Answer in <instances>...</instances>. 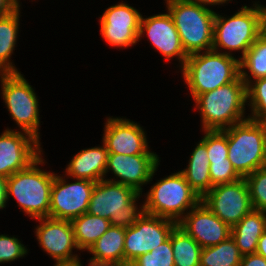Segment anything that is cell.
I'll list each match as a JSON object with an SVG mask.
<instances>
[{
	"label": "cell",
	"mask_w": 266,
	"mask_h": 266,
	"mask_svg": "<svg viewBox=\"0 0 266 266\" xmlns=\"http://www.w3.org/2000/svg\"><path fill=\"white\" fill-rule=\"evenodd\" d=\"M265 20L266 6L259 4V1L253 3L251 7L244 5L227 18L216 13L212 50L231 56L232 51H241L242 56L239 57L241 59L263 33Z\"/></svg>",
	"instance_id": "cell-1"
},
{
	"label": "cell",
	"mask_w": 266,
	"mask_h": 266,
	"mask_svg": "<svg viewBox=\"0 0 266 266\" xmlns=\"http://www.w3.org/2000/svg\"><path fill=\"white\" fill-rule=\"evenodd\" d=\"M194 102L195 110L201 115L202 131L224 130L249 118L245 117L246 84L240 76L229 84L199 94Z\"/></svg>",
	"instance_id": "cell-2"
},
{
	"label": "cell",
	"mask_w": 266,
	"mask_h": 266,
	"mask_svg": "<svg viewBox=\"0 0 266 266\" xmlns=\"http://www.w3.org/2000/svg\"><path fill=\"white\" fill-rule=\"evenodd\" d=\"M180 70L194 100L235 81L240 76V59L214 50L199 52L189 55Z\"/></svg>",
	"instance_id": "cell-3"
},
{
	"label": "cell",
	"mask_w": 266,
	"mask_h": 266,
	"mask_svg": "<svg viewBox=\"0 0 266 266\" xmlns=\"http://www.w3.org/2000/svg\"><path fill=\"white\" fill-rule=\"evenodd\" d=\"M43 153L27 168L7 178V200L15 198L20 209L32 219L49 217L54 172L38 167L45 160Z\"/></svg>",
	"instance_id": "cell-4"
},
{
	"label": "cell",
	"mask_w": 266,
	"mask_h": 266,
	"mask_svg": "<svg viewBox=\"0 0 266 266\" xmlns=\"http://www.w3.org/2000/svg\"><path fill=\"white\" fill-rule=\"evenodd\" d=\"M142 194L134 188L102 179L95 183L87 213L106 218L112 226L127 228L145 213L136 201Z\"/></svg>",
	"instance_id": "cell-5"
},
{
	"label": "cell",
	"mask_w": 266,
	"mask_h": 266,
	"mask_svg": "<svg viewBox=\"0 0 266 266\" xmlns=\"http://www.w3.org/2000/svg\"><path fill=\"white\" fill-rule=\"evenodd\" d=\"M186 54L212 50L216 12L186 0H164Z\"/></svg>",
	"instance_id": "cell-6"
},
{
	"label": "cell",
	"mask_w": 266,
	"mask_h": 266,
	"mask_svg": "<svg viewBox=\"0 0 266 266\" xmlns=\"http://www.w3.org/2000/svg\"><path fill=\"white\" fill-rule=\"evenodd\" d=\"M223 131L228 159L242 178L266 166V133L260 122L247 118Z\"/></svg>",
	"instance_id": "cell-7"
},
{
	"label": "cell",
	"mask_w": 266,
	"mask_h": 266,
	"mask_svg": "<svg viewBox=\"0 0 266 266\" xmlns=\"http://www.w3.org/2000/svg\"><path fill=\"white\" fill-rule=\"evenodd\" d=\"M145 195L146 213L176 223L201 202L180 171L158 180Z\"/></svg>",
	"instance_id": "cell-8"
},
{
	"label": "cell",
	"mask_w": 266,
	"mask_h": 266,
	"mask_svg": "<svg viewBox=\"0 0 266 266\" xmlns=\"http://www.w3.org/2000/svg\"><path fill=\"white\" fill-rule=\"evenodd\" d=\"M1 94L6 109L20 131L40 141L39 99L21 72L0 73Z\"/></svg>",
	"instance_id": "cell-9"
},
{
	"label": "cell",
	"mask_w": 266,
	"mask_h": 266,
	"mask_svg": "<svg viewBox=\"0 0 266 266\" xmlns=\"http://www.w3.org/2000/svg\"><path fill=\"white\" fill-rule=\"evenodd\" d=\"M176 222L144 213L135 224L126 228L124 239V266L166 241Z\"/></svg>",
	"instance_id": "cell-10"
},
{
	"label": "cell",
	"mask_w": 266,
	"mask_h": 266,
	"mask_svg": "<svg viewBox=\"0 0 266 266\" xmlns=\"http://www.w3.org/2000/svg\"><path fill=\"white\" fill-rule=\"evenodd\" d=\"M201 201L231 228L253 210L245 178L233 183L213 186Z\"/></svg>",
	"instance_id": "cell-11"
},
{
	"label": "cell",
	"mask_w": 266,
	"mask_h": 266,
	"mask_svg": "<svg viewBox=\"0 0 266 266\" xmlns=\"http://www.w3.org/2000/svg\"><path fill=\"white\" fill-rule=\"evenodd\" d=\"M65 177L55 174L51 196L49 217L69 220L87 213L95 182L87 179H73L68 183Z\"/></svg>",
	"instance_id": "cell-12"
},
{
	"label": "cell",
	"mask_w": 266,
	"mask_h": 266,
	"mask_svg": "<svg viewBox=\"0 0 266 266\" xmlns=\"http://www.w3.org/2000/svg\"><path fill=\"white\" fill-rule=\"evenodd\" d=\"M142 14L125 2L108 7L101 15L100 34L109 46L128 48L138 43Z\"/></svg>",
	"instance_id": "cell-13"
},
{
	"label": "cell",
	"mask_w": 266,
	"mask_h": 266,
	"mask_svg": "<svg viewBox=\"0 0 266 266\" xmlns=\"http://www.w3.org/2000/svg\"><path fill=\"white\" fill-rule=\"evenodd\" d=\"M159 158L157 154L123 155L109 153L105 176L111 171L116 178L105 180L130 186L142 194V186L153 181L152 178L159 167L158 165H160Z\"/></svg>",
	"instance_id": "cell-14"
},
{
	"label": "cell",
	"mask_w": 266,
	"mask_h": 266,
	"mask_svg": "<svg viewBox=\"0 0 266 266\" xmlns=\"http://www.w3.org/2000/svg\"><path fill=\"white\" fill-rule=\"evenodd\" d=\"M36 239L55 263H77L80 260L73 250H79L71 221L51 217L37 218Z\"/></svg>",
	"instance_id": "cell-15"
},
{
	"label": "cell",
	"mask_w": 266,
	"mask_h": 266,
	"mask_svg": "<svg viewBox=\"0 0 266 266\" xmlns=\"http://www.w3.org/2000/svg\"><path fill=\"white\" fill-rule=\"evenodd\" d=\"M41 142L24 131L7 128L0 135V176L27 168L42 154Z\"/></svg>",
	"instance_id": "cell-16"
},
{
	"label": "cell",
	"mask_w": 266,
	"mask_h": 266,
	"mask_svg": "<svg viewBox=\"0 0 266 266\" xmlns=\"http://www.w3.org/2000/svg\"><path fill=\"white\" fill-rule=\"evenodd\" d=\"M143 34L147 35L151 46L157 52L159 51L167 61L176 57V60H179V66L181 68L184 66L188 55L183 49L180 36L168 10L167 13H159L147 18H144L142 15L138 41L141 40Z\"/></svg>",
	"instance_id": "cell-17"
},
{
	"label": "cell",
	"mask_w": 266,
	"mask_h": 266,
	"mask_svg": "<svg viewBox=\"0 0 266 266\" xmlns=\"http://www.w3.org/2000/svg\"><path fill=\"white\" fill-rule=\"evenodd\" d=\"M102 141L109 153L156 154L149 149L146 131L140 124L121 117H107Z\"/></svg>",
	"instance_id": "cell-18"
},
{
	"label": "cell",
	"mask_w": 266,
	"mask_h": 266,
	"mask_svg": "<svg viewBox=\"0 0 266 266\" xmlns=\"http://www.w3.org/2000/svg\"><path fill=\"white\" fill-rule=\"evenodd\" d=\"M177 225L202 248L217 245L231 236V227L220 220L202 201Z\"/></svg>",
	"instance_id": "cell-19"
},
{
	"label": "cell",
	"mask_w": 266,
	"mask_h": 266,
	"mask_svg": "<svg viewBox=\"0 0 266 266\" xmlns=\"http://www.w3.org/2000/svg\"><path fill=\"white\" fill-rule=\"evenodd\" d=\"M108 155L109 152L103 141L102 146L79 151L67 164L65 177L67 176V179H87L95 183L106 179Z\"/></svg>",
	"instance_id": "cell-20"
},
{
	"label": "cell",
	"mask_w": 266,
	"mask_h": 266,
	"mask_svg": "<svg viewBox=\"0 0 266 266\" xmlns=\"http://www.w3.org/2000/svg\"><path fill=\"white\" fill-rule=\"evenodd\" d=\"M266 231V212L252 210L231 229V237L235 240L242 255L256 253L257 243Z\"/></svg>",
	"instance_id": "cell-21"
},
{
	"label": "cell",
	"mask_w": 266,
	"mask_h": 266,
	"mask_svg": "<svg viewBox=\"0 0 266 266\" xmlns=\"http://www.w3.org/2000/svg\"><path fill=\"white\" fill-rule=\"evenodd\" d=\"M209 165L206 144L200 140L189 157L187 167L180 171L190 187L201 198L213 187Z\"/></svg>",
	"instance_id": "cell-22"
},
{
	"label": "cell",
	"mask_w": 266,
	"mask_h": 266,
	"mask_svg": "<svg viewBox=\"0 0 266 266\" xmlns=\"http://www.w3.org/2000/svg\"><path fill=\"white\" fill-rule=\"evenodd\" d=\"M126 228L110 226L109 229L87 250L89 260L115 262L124 266V239Z\"/></svg>",
	"instance_id": "cell-23"
},
{
	"label": "cell",
	"mask_w": 266,
	"mask_h": 266,
	"mask_svg": "<svg viewBox=\"0 0 266 266\" xmlns=\"http://www.w3.org/2000/svg\"><path fill=\"white\" fill-rule=\"evenodd\" d=\"M20 6L9 15L0 17V73L19 72L10 60L19 32Z\"/></svg>",
	"instance_id": "cell-24"
},
{
	"label": "cell",
	"mask_w": 266,
	"mask_h": 266,
	"mask_svg": "<svg viewBox=\"0 0 266 266\" xmlns=\"http://www.w3.org/2000/svg\"><path fill=\"white\" fill-rule=\"evenodd\" d=\"M71 224L81 251H87L111 226L108 219L89 213L72 219Z\"/></svg>",
	"instance_id": "cell-25"
},
{
	"label": "cell",
	"mask_w": 266,
	"mask_h": 266,
	"mask_svg": "<svg viewBox=\"0 0 266 266\" xmlns=\"http://www.w3.org/2000/svg\"><path fill=\"white\" fill-rule=\"evenodd\" d=\"M240 77L246 86L251 81L266 77V34L264 32L240 59Z\"/></svg>",
	"instance_id": "cell-26"
},
{
	"label": "cell",
	"mask_w": 266,
	"mask_h": 266,
	"mask_svg": "<svg viewBox=\"0 0 266 266\" xmlns=\"http://www.w3.org/2000/svg\"><path fill=\"white\" fill-rule=\"evenodd\" d=\"M175 266H199L202 247L178 225L171 232Z\"/></svg>",
	"instance_id": "cell-27"
},
{
	"label": "cell",
	"mask_w": 266,
	"mask_h": 266,
	"mask_svg": "<svg viewBox=\"0 0 266 266\" xmlns=\"http://www.w3.org/2000/svg\"><path fill=\"white\" fill-rule=\"evenodd\" d=\"M242 256L230 236L217 245L202 248L199 266H239Z\"/></svg>",
	"instance_id": "cell-28"
},
{
	"label": "cell",
	"mask_w": 266,
	"mask_h": 266,
	"mask_svg": "<svg viewBox=\"0 0 266 266\" xmlns=\"http://www.w3.org/2000/svg\"><path fill=\"white\" fill-rule=\"evenodd\" d=\"M246 93L251 110L248 117L261 122L266 117V77L251 81L246 86Z\"/></svg>",
	"instance_id": "cell-29"
},
{
	"label": "cell",
	"mask_w": 266,
	"mask_h": 266,
	"mask_svg": "<svg viewBox=\"0 0 266 266\" xmlns=\"http://www.w3.org/2000/svg\"><path fill=\"white\" fill-rule=\"evenodd\" d=\"M174 254L169 238L151 252L145 253L134 260L129 266H175Z\"/></svg>",
	"instance_id": "cell-30"
},
{
	"label": "cell",
	"mask_w": 266,
	"mask_h": 266,
	"mask_svg": "<svg viewBox=\"0 0 266 266\" xmlns=\"http://www.w3.org/2000/svg\"><path fill=\"white\" fill-rule=\"evenodd\" d=\"M254 210L266 212V166L245 177Z\"/></svg>",
	"instance_id": "cell-31"
},
{
	"label": "cell",
	"mask_w": 266,
	"mask_h": 266,
	"mask_svg": "<svg viewBox=\"0 0 266 266\" xmlns=\"http://www.w3.org/2000/svg\"><path fill=\"white\" fill-rule=\"evenodd\" d=\"M204 134L201 140L206 144L208 160L219 162L227 159V134L223 130H204Z\"/></svg>",
	"instance_id": "cell-32"
},
{
	"label": "cell",
	"mask_w": 266,
	"mask_h": 266,
	"mask_svg": "<svg viewBox=\"0 0 266 266\" xmlns=\"http://www.w3.org/2000/svg\"><path fill=\"white\" fill-rule=\"evenodd\" d=\"M28 249L15 236L0 235V264L10 263L27 255Z\"/></svg>",
	"instance_id": "cell-33"
},
{
	"label": "cell",
	"mask_w": 266,
	"mask_h": 266,
	"mask_svg": "<svg viewBox=\"0 0 266 266\" xmlns=\"http://www.w3.org/2000/svg\"><path fill=\"white\" fill-rule=\"evenodd\" d=\"M209 171L213 186L233 183L242 178L228 158L224 161L210 162Z\"/></svg>",
	"instance_id": "cell-34"
},
{
	"label": "cell",
	"mask_w": 266,
	"mask_h": 266,
	"mask_svg": "<svg viewBox=\"0 0 266 266\" xmlns=\"http://www.w3.org/2000/svg\"><path fill=\"white\" fill-rule=\"evenodd\" d=\"M239 266H266V259L257 253L246 254Z\"/></svg>",
	"instance_id": "cell-35"
},
{
	"label": "cell",
	"mask_w": 266,
	"mask_h": 266,
	"mask_svg": "<svg viewBox=\"0 0 266 266\" xmlns=\"http://www.w3.org/2000/svg\"><path fill=\"white\" fill-rule=\"evenodd\" d=\"M20 5V0H0V17L9 15Z\"/></svg>",
	"instance_id": "cell-36"
},
{
	"label": "cell",
	"mask_w": 266,
	"mask_h": 266,
	"mask_svg": "<svg viewBox=\"0 0 266 266\" xmlns=\"http://www.w3.org/2000/svg\"><path fill=\"white\" fill-rule=\"evenodd\" d=\"M7 178L0 176V209L7 205Z\"/></svg>",
	"instance_id": "cell-37"
},
{
	"label": "cell",
	"mask_w": 266,
	"mask_h": 266,
	"mask_svg": "<svg viewBox=\"0 0 266 266\" xmlns=\"http://www.w3.org/2000/svg\"><path fill=\"white\" fill-rule=\"evenodd\" d=\"M186 1L200 4V5H203V6L210 8V6L221 5V4L223 5L227 2L229 3V1H233V0H186Z\"/></svg>",
	"instance_id": "cell-38"
},
{
	"label": "cell",
	"mask_w": 266,
	"mask_h": 266,
	"mask_svg": "<svg viewBox=\"0 0 266 266\" xmlns=\"http://www.w3.org/2000/svg\"><path fill=\"white\" fill-rule=\"evenodd\" d=\"M256 253L266 259V231L262 234L257 243Z\"/></svg>",
	"instance_id": "cell-39"
},
{
	"label": "cell",
	"mask_w": 266,
	"mask_h": 266,
	"mask_svg": "<svg viewBox=\"0 0 266 266\" xmlns=\"http://www.w3.org/2000/svg\"><path fill=\"white\" fill-rule=\"evenodd\" d=\"M77 266H82L81 261L79 260ZM88 266H122L115 262H104V261H96V260H89Z\"/></svg>",
	"instance_id": "cell-40"
},
{
	"label": "cell",
	"mask_w": 266,
	"mask_h": 266,
	"mask_svg": "<svg viewBox=\"0 0 266 266\" xmlns=\"http://www.w3.org/2000/svg\"><path fill=\"white\" fill-rule=\"evenodd\" d=\"M54 266H77L76 263H55Z\"/></svg>",
	"instance_id": "cell-41"
},
{
	"label": "cell",
	"mask_w": 266,
	"mask_h": 266,
	"mask_svg": "<svg viewBox=\"0 0 266 266\" xmlns=\"http://www.w3.org/2000/svg\"><path fill=\"white\" fill-rule=\"evenodd\" d=\"M265 130L266 133V117L260 122Z\"/></svg>",
	"instance_id": "cell-42"
},
{
	"label": "cell",
	"mask_w": 266,
	"mask_h": 266,
	"mask_svg": "<svg viewBox=\"0 0 266 266\" xmlns=\"http://www.w3.org/2000/svg\"><path fill=\"white\" fill-rule=\"evenodd\" d=\"M263 32L266 34V20H265V22H264Z\"/></svg>",
	"instance_id": "cell-43"
}]
</instances>
